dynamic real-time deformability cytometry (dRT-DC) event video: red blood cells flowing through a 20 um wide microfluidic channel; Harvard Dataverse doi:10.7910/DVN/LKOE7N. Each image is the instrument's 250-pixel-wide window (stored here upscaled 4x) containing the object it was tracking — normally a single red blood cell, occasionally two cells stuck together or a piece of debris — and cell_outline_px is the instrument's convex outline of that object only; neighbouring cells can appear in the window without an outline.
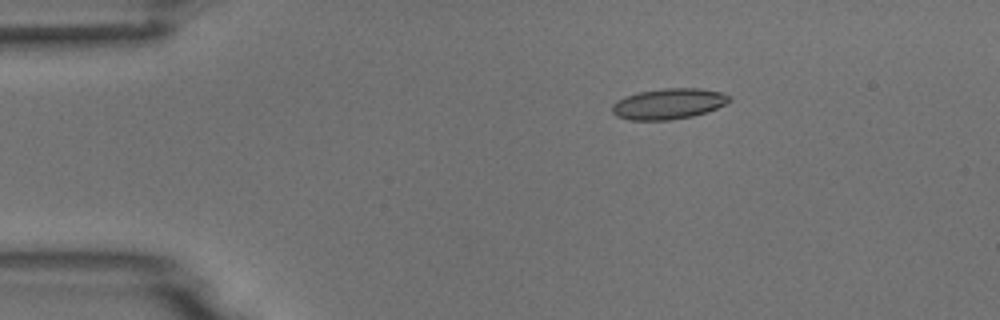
{"species": "common noctule bat (a hibernating species)", "species_latin": "Nyctalus noctula", "temperature_condition": "room temperature", "stored_images_in_passage": 6, "camera_frame_rate_fps": 3000, "um_per_image_px": 0.085, "animal": {"sex": "male", "body_mass_g": 18.8}, "frame": {"image": 1, "passage_image": 3, "time_ms": 2.333, "image_size_px": [1000, 320], "cell_outline_px": [[732, 100], [708, 112], [692, 116], [668, 120], [628, 120], [616, 116], [612, 112], [612, 104], [616, 100], [624, 96], [636, 92], [664, 88], [700, 88], [720, 92], [732, 96]], "centroid_in_image_um": [56.8, 8.82], "position_along_channel_um": 28.2, "area_um2": 21.21}}
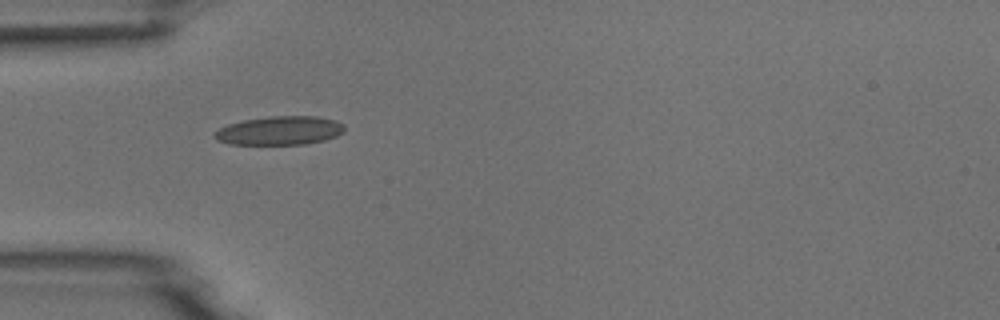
{"frame": {"image": 2, "passage_image": 5, "time_ms": 4.667, "image_size_px": [1000, 320], "cell_outline_px": [[344, 132], [336, 136], [324, 140], [304, 144], [228, 144], [216, 140], [212, 136], [212, 132], [228, 124], [244, 120], [272, 116], [316, 116], [332, 120], [344, 124]], "centroid_in_image_um": [23.73, 11.1], "position_along_channel_um": 61.3, "area_um2": 21.73}}